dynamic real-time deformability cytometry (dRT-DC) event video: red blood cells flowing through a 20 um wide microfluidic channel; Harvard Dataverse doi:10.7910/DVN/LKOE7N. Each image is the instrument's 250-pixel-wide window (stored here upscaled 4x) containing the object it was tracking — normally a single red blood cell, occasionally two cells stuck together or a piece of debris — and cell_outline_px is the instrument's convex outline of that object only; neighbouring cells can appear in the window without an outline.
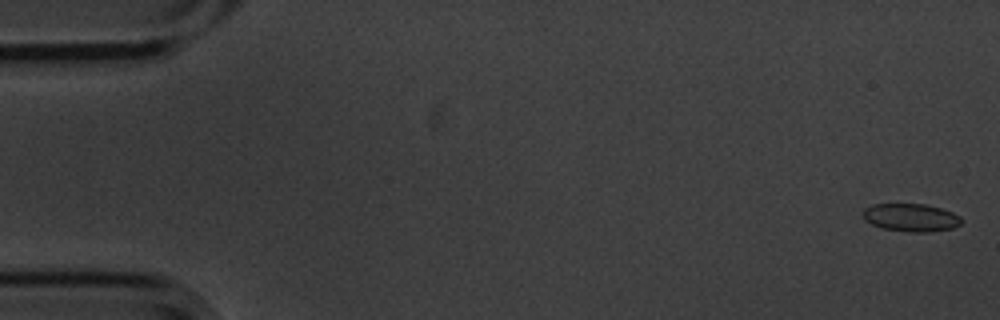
{"species": "common noctule bat (a hibernating species)", "species_latin": "Nyctalus noctula", "temperature_condition": "cold", "stored_images_in_passage": 6, "camera_frame_rate_fps": 3000, "um_per_image_px": 0.085, "animal": {"sex": "male", "body_mass_g": 20.1, "forearm_length_mm": 53.5}, "frame": {"image": 1, "passage_image": 1, "time_ms": 0.0, "image_size_px": [1000, 320], "cell_outline_px": [[964, 220], [960, 224], [952, 228], [928, 232], [908, 232], [884, 228], [872, 224], [864, 220], [864, 208], [872, 204], [924, 204], [940, 208], [952, 212], [960, 216]], "centroid_in_image_um": [77.45, 18.49], "position_along_channel_um": 7.6, "area_um2": 15.95}}
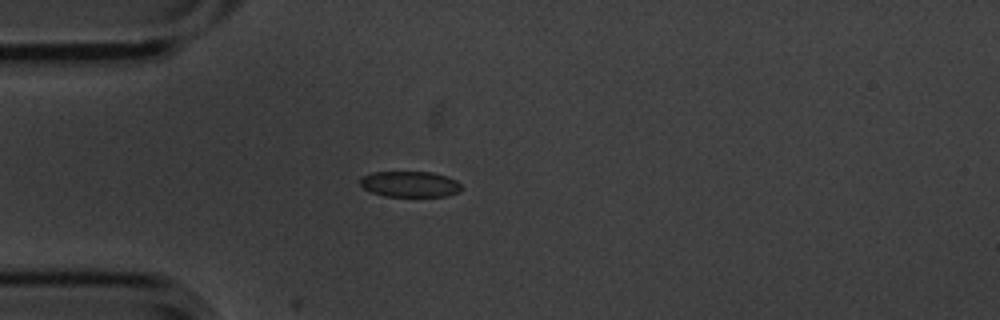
{"frame": {"image": 2, "passage_image": 5, "time_ms": 1.333, "image_size_px": [1000, 320], "cell_outline_px": [[460, 188], [456, 192], [448, 196], [384, 196], [372, 192], [364, 188], [360, 184], [360, 176], [372, 172], [432, 172], [448, 176], [456, 180], [460, 184]], "centroid_in_image_um": [34.81, 15.64], "position_along_channel_um": 50.2, "area_um2": 15.2}}